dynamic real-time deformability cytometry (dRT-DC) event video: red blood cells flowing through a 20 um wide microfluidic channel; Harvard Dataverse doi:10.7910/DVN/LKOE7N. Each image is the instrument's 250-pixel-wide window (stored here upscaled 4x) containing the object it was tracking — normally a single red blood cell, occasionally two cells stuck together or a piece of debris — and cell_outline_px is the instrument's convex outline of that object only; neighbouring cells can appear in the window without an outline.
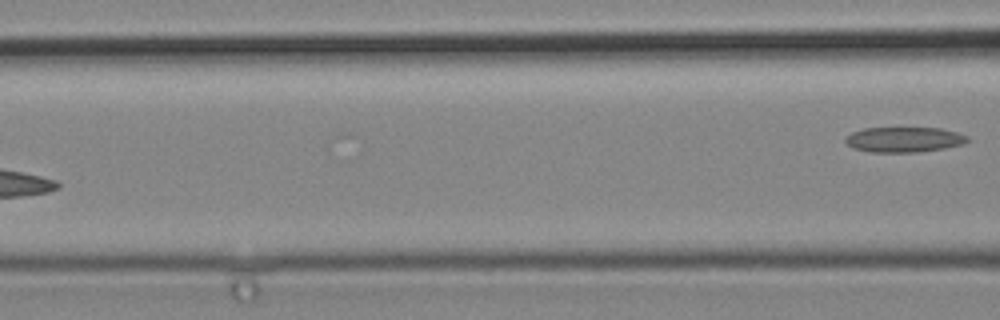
{"species": "common noctule bat (a hibernating species)", "species_latin": "Nyctalus noctula", "temperature_condition": "cold", "stored_images_in_passage": 7, "camera_frame_rate_fps": 3000, "um_per_image_px": 0.085, "animal": {"sex": "male", "body_mass_g": 19.2, "forearm_length_mm": 51.8}, "frame": {"image": 1, "passage_image": 7, "time_ms": 2.0, "image_size_px": [1000, 320], "cell_outline_px": [[968, 140], [964, 144], [944, 148], [916, 152], [872, 152], [852, 148], [844, 140], [852, 132], [864, 128], [940, 128], [956, 132], [968, 136]], "centroid_in_image_um": [76.84, 11.86], "position_along_channel_um": 89.8, "area_um2": 17.8}}